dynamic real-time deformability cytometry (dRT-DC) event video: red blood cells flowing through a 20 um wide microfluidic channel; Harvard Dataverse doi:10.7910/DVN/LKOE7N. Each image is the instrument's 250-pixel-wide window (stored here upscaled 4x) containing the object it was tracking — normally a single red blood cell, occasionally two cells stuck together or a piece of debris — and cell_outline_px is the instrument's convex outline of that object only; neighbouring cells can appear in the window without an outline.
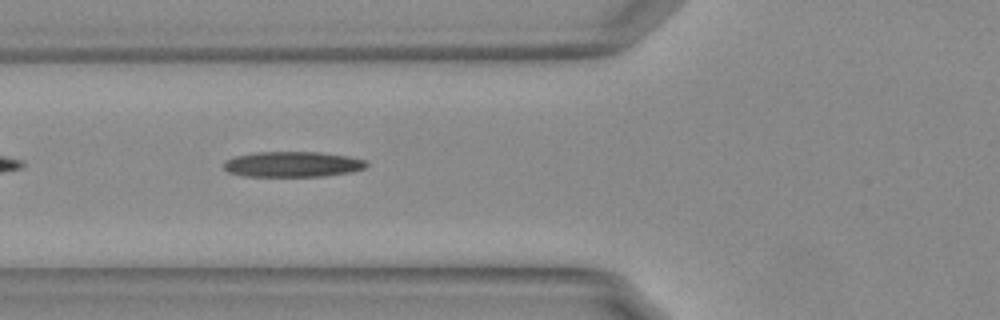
{"species": "Egyptian fruit bat (a non-hibernating species)", "species_latin": "Rousettus aegyptiacus", "temperature_condition": "warm", "stored_images_in_passage": 33, "camera_frame_rate_fps": 3000, "um_per_image_px": 0.085, "animal": {"sex": "female"}, "frame": {"image": 1, "passage_image": 6, "time_ms": 1.667, "image_size_px": [1000, 320], "cell_outline_px": [[368, 164], [364, 168], [352, 172], [324, 176], [244, 176], [228, 172], [224, 168], [224, 160], [236, 156], [256, 152], [320, 152], [348, 156], [364, 160]], "centroid_in_image_um": [24.86, 13.96], "position_along_channel_um": 100.9, "area_um2": 21.15}}
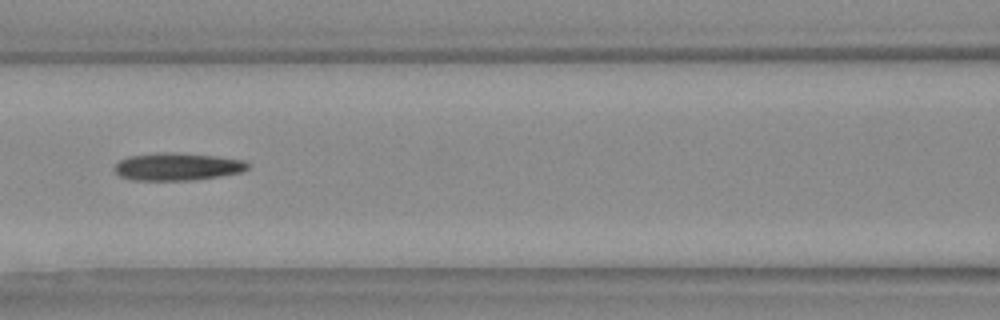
{"frame": {"image": 2, "passage_image": 10, "time_ms": 3.0, "image_size_px": [1000, 320], "cell_outline_px": [[248, 168], [240, 172], [220, 176], [192, 180], [132, 180], [120, 176], [116, 172], [116, 164], [120, 160], [128, 156], [160, 152], [172, 152], [216, 156], [244, 160], [248, 164]], "centroid_in_image_um": [15.07, 14.16], "position_along_channel_um": 151.5, "area_um2": 21.27}}
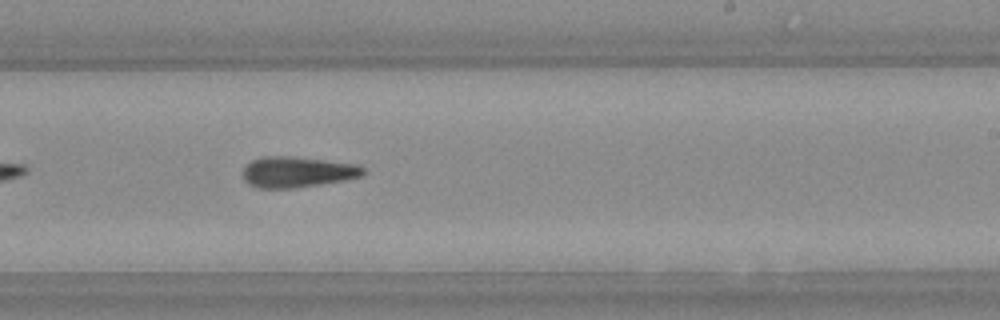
{"frame": {"image": 3, "passage_image": 19, "time_ms": 6.0, "image_size_px": [1000, 320], "cell_outline_px": [[368, 172], [360, 176], [344, 180], [296, 188], [256, 188], [248, 184], [244, 180], [240, 172], [252, 160], [264, 156], [292, 156], [356, 164], [364, 168]], "centroid_in_image_um": [25.23, 14.62], "position_along_channel_um": 263.8, "area_um2": 21.73}}